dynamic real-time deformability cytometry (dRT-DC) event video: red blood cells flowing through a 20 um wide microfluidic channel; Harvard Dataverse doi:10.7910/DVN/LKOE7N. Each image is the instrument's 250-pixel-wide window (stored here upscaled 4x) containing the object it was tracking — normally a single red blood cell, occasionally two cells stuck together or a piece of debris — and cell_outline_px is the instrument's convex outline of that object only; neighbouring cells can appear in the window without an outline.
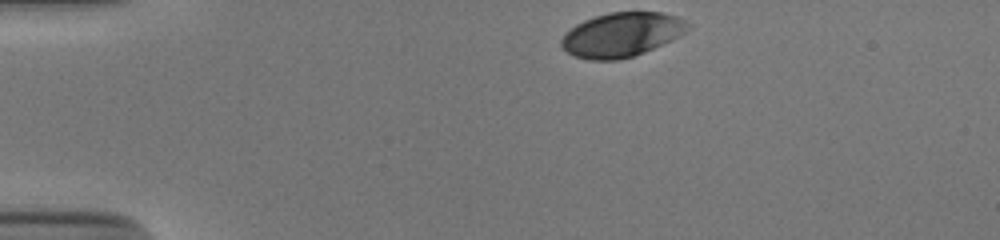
{"species": "human", "species_latin": "Homo sapiens", "temperature_condition": "cold", "stored_images_in_passage": 34, "camera_frame_rate_fps": 3000, "um_per_image_px": 0.085, "donor": {"sex": "male"}, "frame": {"image": 1, "passage_image": 1, "time_ms": 0.0, "image_size_px": [1000, 240], "cell_outline_px": [[692, 28], [680, 36], [672, 40], [644, 52], [620, 60], [588, 60], [572, 56], [560, 44], [560, 40], [576, 24], [584, 20], [608, 12], [660, 12], [676, 16], [692, 24]], "centroid_in_image_um": [52.88, 2.95], "position_along_channel_um": 32.1, "area_um2": 32.71}}
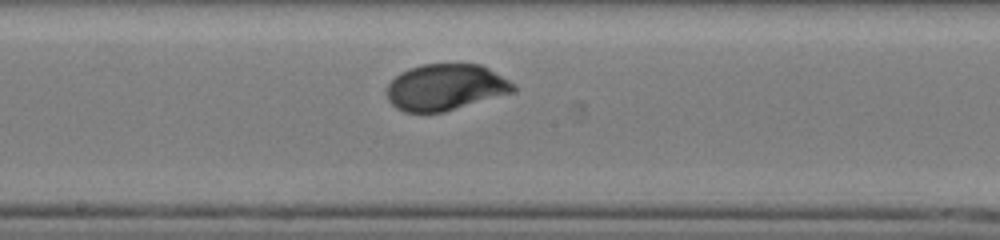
{"frame": {"image": 2, "passage_image": 20, "time_ms": 6.333, "image_size_px": [1000, 240], "cell_outline_px": [[516, 88], [512, 92], [444, 112], [404, 112], [396, 108], [388, 100], [388, 84], [400, 72], [408, 68], [420, 64], [480, 64], [488, 68], [516, 84]], "centroid_in_image_um": [37.85, 7.41], "position_along_channel_um": 210.3, "area_um2": 33.99}}
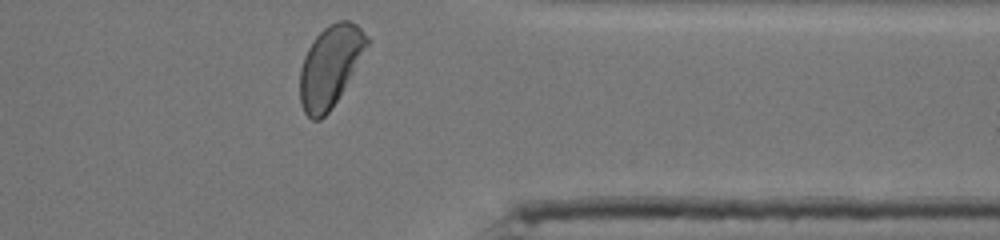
{"frame": {"image": 3, "passage_image": 34, "time_ms": 11.0, "image_size_px": [1000, 240], "cell_outline_px": [[372, 40], [332, 108], [320, 120], [312, 120], [304, 112], [300, 104], [300, 68], [304, 56], [312, 40], [328, 24], [340, 20], [348, 20], [356, 24]], "centroid_in_image_um": [28.06, 5.61], "position_along_channel_um": 383.3, "area_um2": 31.73}, "authors_computed_cell_mechanics": {"area_um2": 33.8997, "velocity_mm_per_s": 3.8432, "shape_relaxation_time_tau1_ms": 2.4627, "shape_relaxation_time_tau2_ms": null, "deformation_change_tau1": 0.1457, "deformation_change_tau2": null}}